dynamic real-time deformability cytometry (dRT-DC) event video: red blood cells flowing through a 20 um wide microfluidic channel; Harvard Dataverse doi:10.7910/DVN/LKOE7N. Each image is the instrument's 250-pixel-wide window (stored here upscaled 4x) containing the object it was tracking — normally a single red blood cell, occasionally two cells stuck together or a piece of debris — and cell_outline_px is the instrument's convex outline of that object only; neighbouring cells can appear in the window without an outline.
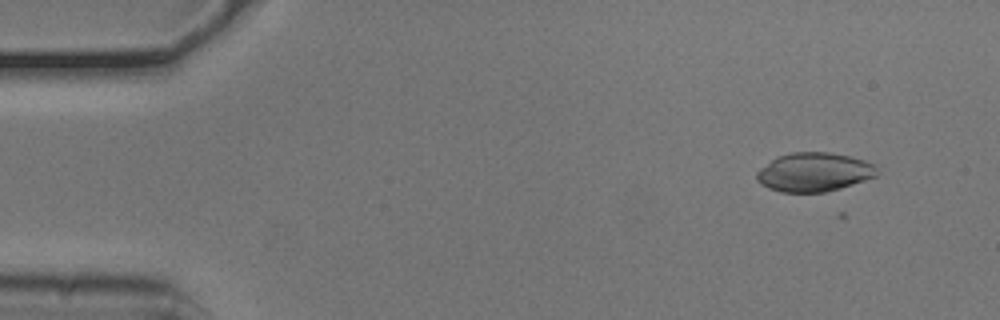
{"species": "common noctule bat (a hibernating species)", "species_latin": "Nyctalus noctula", "temperature_condition": "cold", "stored_images_in_passage": 10, "camera_frame_rate_fps": 3000, "um_per_image_px": 0.085, "animal": {"sex": "male", "body_mass_g": 20.5, "forearm_length_mm": 52.5}, "frame": {"image": 1, "passage_image": 4, "time_ms": 1.0, "image_size_px": [1000, 320], "cell_outline_px": [[880, 172], [876, 176], [840, 188], [824, 192], [780, 192], [768, 188], [760, 184], [756, 180], [756, 172], [760, 168], [776, 156], [792, 152], [828, 152], [848, 156], [864, 160], [872, 164]], "centroid_in_image_um": [69.15, 14.63], "position_along_channel_um": 15.8, "area_um2": 27.28}}